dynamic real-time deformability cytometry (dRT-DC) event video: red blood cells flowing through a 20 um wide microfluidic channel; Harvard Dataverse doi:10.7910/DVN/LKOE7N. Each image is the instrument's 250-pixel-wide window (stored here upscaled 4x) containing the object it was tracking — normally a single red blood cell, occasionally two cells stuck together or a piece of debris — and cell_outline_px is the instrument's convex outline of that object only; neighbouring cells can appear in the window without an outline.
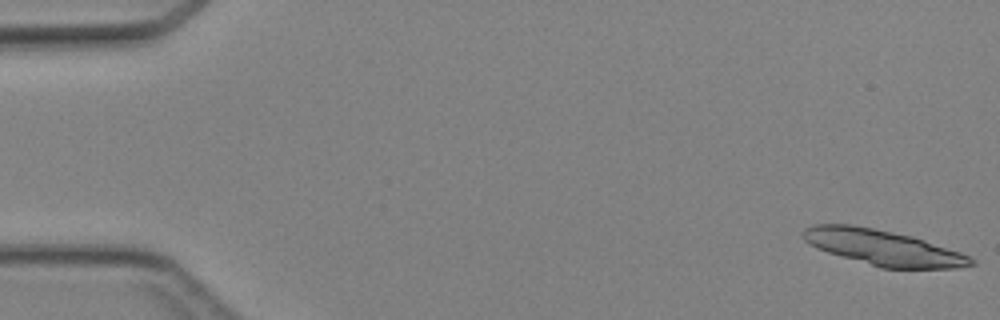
{"species": "Egyptian fruit bat (a non-hibernating species)", "species_latin": "Rousettus aegyptiacus", "temperature_condition": "cold", "stored_images_in_passage": 13, "camera_frame_rate_fps": 3000, "um_per_image_px": 0.085, "animal": {"sex": "female"}, "frame": {"image": 1, "passage_image": 1, "time_ms": 0.0, "image_size_px": [1000, 320], "cell_outline_px": [[976, 264], [960, 268], [880, 268], [828, 252], [816, 248], [804, 240], [804, 228], [812, 224], [852, 224], [912, 236], [972, 256], [976, 260]], "centroid_in_image_um": [75.09, 21.05], "position_along_channel_um": 9.9, "area_um2": 34.56}}